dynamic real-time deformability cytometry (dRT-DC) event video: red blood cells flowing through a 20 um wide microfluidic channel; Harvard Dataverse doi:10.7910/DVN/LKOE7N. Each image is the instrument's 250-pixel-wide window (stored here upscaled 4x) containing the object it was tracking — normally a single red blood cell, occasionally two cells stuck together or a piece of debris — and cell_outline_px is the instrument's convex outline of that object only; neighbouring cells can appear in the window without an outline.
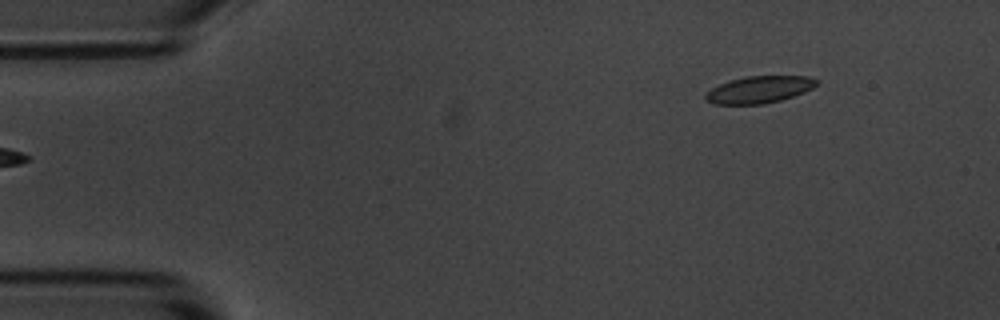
{"species": "common noctule bat (a hibernating species)", "species_latin": "Nyctalus noctula", "temperature_condition": "room temperature", "stored_images_in_passage": 3, "camera_frame_rate_fps": 3000, "um_per_image_px": 0.085, "animal": {"sex": "male", "body_mass_g": 20.1, "forearm_length_mm": 53.5}, "frame": {"image": 1, "passage_image": 3, "time_ms": 2.333, "image_size_px": [1000, 320], "cell_outline_px": [[820, 84], [804, 92], [780, 100], [764, 104], [716, 104], [708, 100], [704, 96], [712, 88], [728, 80], [744, 76], [808, 76], [820, 80]], "centroid_in_image_um": [64.59, 7.6], "position_along_channel_um": 20.4, "area_um2": 17.46}}